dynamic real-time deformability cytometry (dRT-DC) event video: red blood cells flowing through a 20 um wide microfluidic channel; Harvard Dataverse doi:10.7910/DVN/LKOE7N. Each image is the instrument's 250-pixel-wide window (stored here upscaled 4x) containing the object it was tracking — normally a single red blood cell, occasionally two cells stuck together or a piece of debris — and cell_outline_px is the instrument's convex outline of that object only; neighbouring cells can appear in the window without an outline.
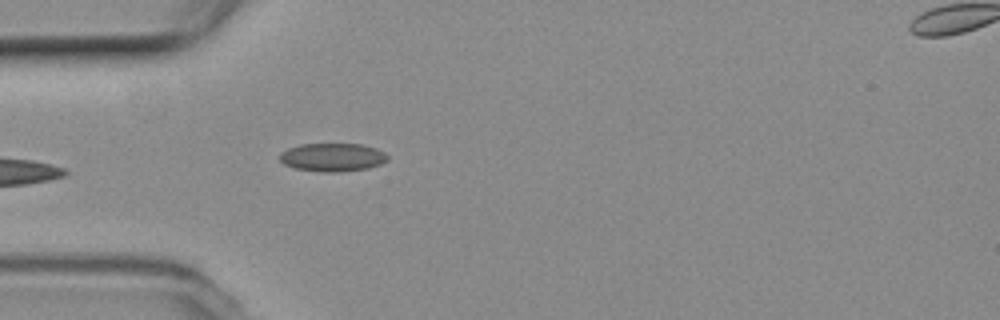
{"species": "common noctule bat (a hibernating species)", "species_latin": "Nyctalus noctula", "temperature_condition": "room temperature", "stored_images_in_passage": 32, "camera_frame_rate_fps": 3000, "um_per_image_px": 0.085, "animal": {"sex": "female", "body_mass_g": 19.3, "forearm_length_mm": 54.1}, "frame": {"image": 1, "passage_image": 2, "time_ms": 0.333, "image_size_px": [1000, 320], "cell_outline_px": [[388, 160], [380, 164], [368, 168], [340, 172], [324, 172], [296, 168], [284, 164], [280, 160], [280, 152], [288, 148], [300, 144], [360, 144], [376, 148], [384, 152], [388, 156]], "centroid_in_image_um": [28.27, 13.36], "position_along_channel_um": 56.7, "area_um2": 17.74}}
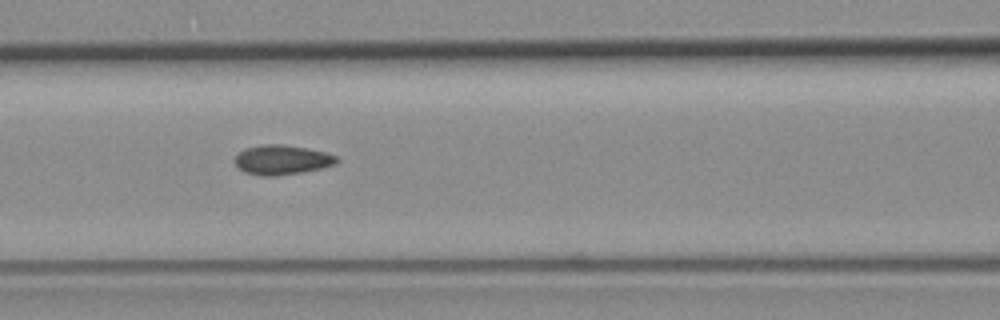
{"frame": {"image": 2, "passage_image": 9, "time_ms": 2.667, "image_size_px": [1000, 320], "cell_outline_px": [[340, 160], [336, 164], [324, 168], [276, 176], [260, 176], [244, 172], [236, 164], [236, 156], [244, 148], [264, 144], [280, 144], [304, 148], [324, 152], [336, 156]], "centroid_in_image_um": [23.98, 13.59], "position_along_channel_um": 142.6, "area_um2": 17.46}}
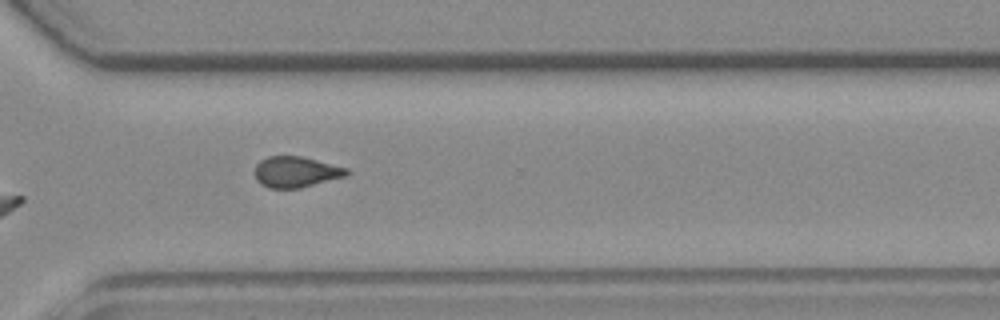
{"frame": {"image": 3, "passage_image": 25, "time_ms": 8.0, "image_size_px": [1000, 320], "cell_outline_px": [[352, 172], [348, 176], [300, 188], [268, 188], [260, 184], [256, 180], [256, 164], [260, 160], [268, 156], [300, 156], [348, 168]], "centroid_in_image_um": [25.19, 14.62], "position_along_channel_um": 345.4, "area_um2": 16.65}, "authors_computed_cell_mechanics": {"area_um2": 16.9643, "velocity_mm_per_s": 3.8075, "shape_relaxation_time_tau1_ms": null, "shape_relaxation_time_tau2_ms": 2.3873, "deformation_change_tau1": null, "deformation_change_tau2": 0.0749}}